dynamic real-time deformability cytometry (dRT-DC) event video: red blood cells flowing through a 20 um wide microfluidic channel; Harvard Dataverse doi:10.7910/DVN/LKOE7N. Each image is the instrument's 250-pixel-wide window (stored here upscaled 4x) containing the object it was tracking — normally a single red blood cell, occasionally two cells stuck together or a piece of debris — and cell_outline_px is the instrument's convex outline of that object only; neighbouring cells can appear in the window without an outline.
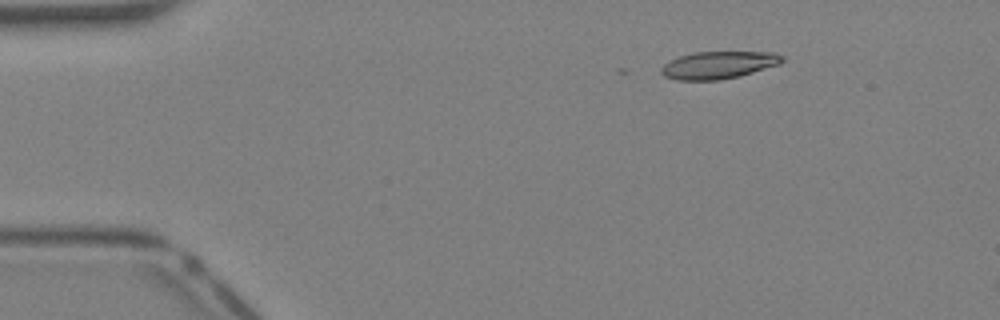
{"species": "Egyptian fruit bat (a non-hibernating species)", "species_latin": "Rousettus aegyptiacus", "temperature_condition": "warm", "stored_images_in_passage": 9, "camera_frame_rate_fps": 3000, "um_per_image_px": 0.085, "animal": {"sex": "female"}, "frame": {"image": 1, "passage_image": 3, "time_ms": 0.667, "image_size_px": [1000, 320], "cell_outline_px": [[784, 60], [780, 64], [740, 76], [720, 80], [676, 80], [664, 76], [660, 72], [660, 68], [664, 64], [680, 56], [696, 52], [776, 52], [784, 56]], "centroid_in_image_um": [61.09, 5.53], "position_along_channel_um": 23.9, "area_um2": 19.36}}